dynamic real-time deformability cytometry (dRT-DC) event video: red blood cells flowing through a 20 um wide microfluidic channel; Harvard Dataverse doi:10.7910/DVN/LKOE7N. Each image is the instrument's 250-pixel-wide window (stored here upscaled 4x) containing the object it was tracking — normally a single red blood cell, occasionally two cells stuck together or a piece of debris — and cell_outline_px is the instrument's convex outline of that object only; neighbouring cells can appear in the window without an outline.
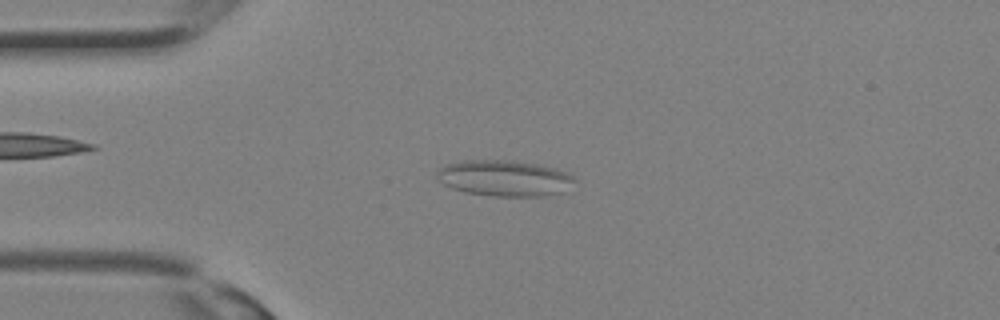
{"species": "Egyptian fruit bat (a non-hibernating species)", "species_latin": "Rousettus aegyptiacus", "temperature_condition": "room temperature", "stored_images_in_passage": 31, "camera_frame_rate_fps": 3000, "um_per_image_px": 0.085, "animal": {"sex": "female"}, "frame": {"image": 1, "passage_image": 7, "time_ms": 2.0, "image_size_px": [1000, 320], "cell_outline_px": [[576, 180], [564, 192], [544, 196], [492, 196], [464, 192], [452, 188], [444, 184], [436, 176], [436, 168], [444, 164], [464, 160], [512, 160], [536, 164], [552, 168], [564, 172], [572, 176]], "centroid_in_image_um": [42.82, 15.14], "position_along_channel_um": 42.2, "area_um2": 28.96}}
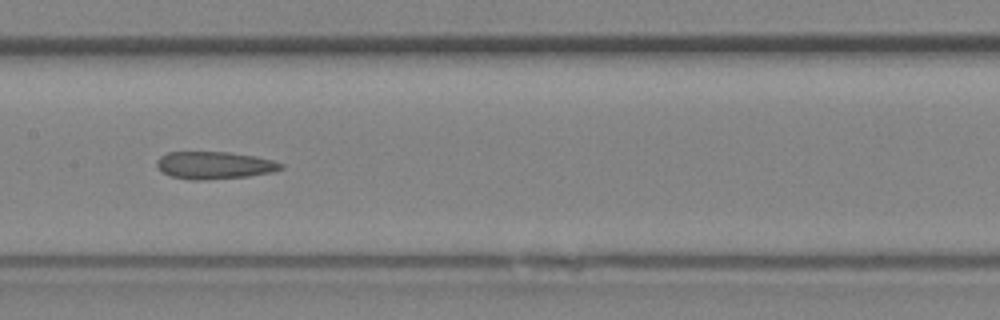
{"frame": {"image": 2, "passage_image": 15, "time_ms": 4.667, "image_size_px": [1000, 320], "cell_outline_px": [[284, 168], [272, 172], [248, 176], [204, 180], [192, 180], [172, 176], [160, 172], [156, 164], [156, 160], [160, 156], [168, 152], [228, 152], [256, 156], [272, 160], [284, 164]], "centroid_in_image_um": [18.21, 14.04], "position_along_channel_um": 189.2, "area_um2": 19.94}}
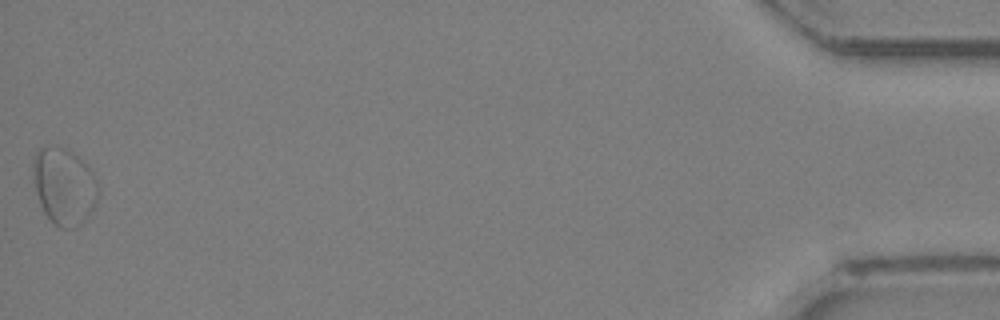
{"frame": {"image": 3, "passage_image": 31, "time_ms": 10.0, "image_size_px": [1000, 320], "cell_outline_px": [[100, 192], [92, 208], [84, 220], [80, 224], [72, 228], [60, 228], [44, 212], [40, 204], [32, 180], [32, 164], [36, 152], [40, 148], [48, 144], [56, 144], [68, 148], [92, 168], [100, 188]], "centroid_in_image_um": [5.44, 15.75], "position_along_channel_um": 429.8, "area_um2": 29.71}}